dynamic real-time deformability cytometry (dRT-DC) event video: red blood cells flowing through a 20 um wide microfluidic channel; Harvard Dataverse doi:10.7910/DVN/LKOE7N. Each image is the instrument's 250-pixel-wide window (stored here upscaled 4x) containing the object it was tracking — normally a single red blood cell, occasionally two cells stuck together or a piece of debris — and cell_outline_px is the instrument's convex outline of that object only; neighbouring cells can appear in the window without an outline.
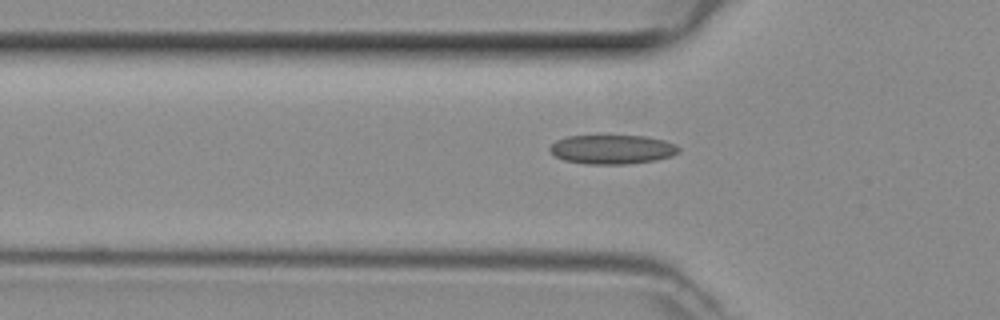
{"species": "common noctule bat (a hibernating species)", "species_latin": "Nyctalus noctula", "temperature_condition": "room temperature", "stored_images_in_passage": 33, "camera_frame_rate_fps": 3000, "um_per_image_px": 0.085, "animal": {"sex": "female", "body_mass_g": 29.2, "forearm_length_mm": 56.3}, "frame": {"image": 1, "passage_image": 2, "time_ms": 0.333, "image_size_px": [1000, 320], "cell_outline_px": [[680, 152], [672, 156], [656, 160], [628, 164], [584, 164], [564, 160], [556, 156], [548, 148], [556, 140], [568, 136], [644, 136], [664, 140], [676, 144], [680, 148]], "centroid_in_image_um": [52.07, 12.7], "position_along_channel_um": 73.7, "area_um2": 21.96}}
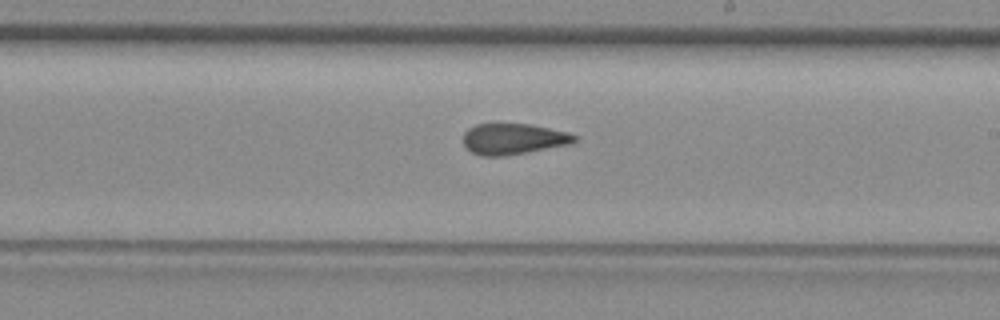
{"frame": {"image": 2, "passage_image": 14, "time_ms": 4.333, "image_size_px": [1000, 320], "cell_outline_px": [[576, 140], [568, 144], [504, 156], [480, 156], [472, 152], [464, 144], [464, 132], [468, 128], [476, 124], [528, 124], [568, 132], [576, 136]], "centroid_in_image_um": [43.59, 11.81], "position_along_channel_um": 245.4, "area_um2": 19.71}}
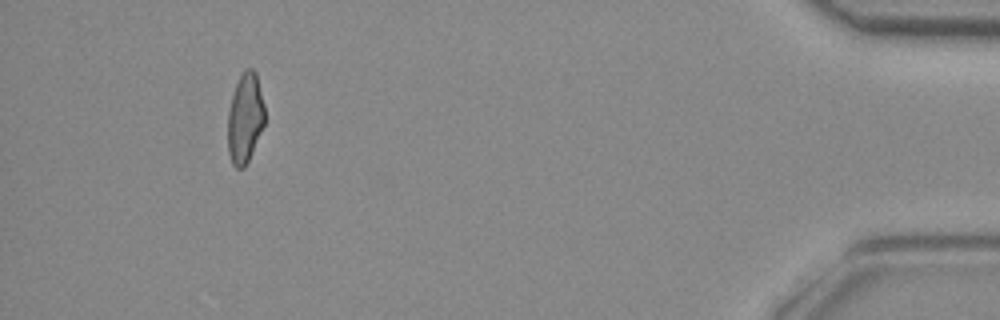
{"frame": {"image": 3, "passage_image": 31, "time_ms": 10.0, "image_size_px": [1000, 320], "cell_outline_px": [[264, 124], [252, 152], [244, 168], [236, 168], [232, 164], [228, 152], [228, 112], [232, 96], [236, 84], [244, 68], [252, 68], [256, 72], [264, 104]], "centroid_in_image_um": [20.82, 10.03], "position_along_channel_um": 414.4, "area_um2": 19.25}}